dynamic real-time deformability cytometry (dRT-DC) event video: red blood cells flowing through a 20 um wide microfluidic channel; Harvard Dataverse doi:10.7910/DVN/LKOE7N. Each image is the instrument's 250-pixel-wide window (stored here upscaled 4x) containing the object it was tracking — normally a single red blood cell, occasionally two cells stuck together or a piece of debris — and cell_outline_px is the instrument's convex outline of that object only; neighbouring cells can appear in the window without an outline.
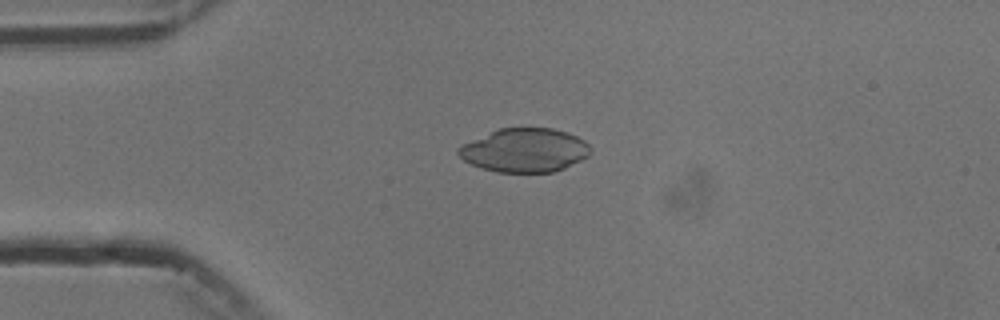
{"species": "common noctule bat (a hibernating species)", "species_latin": "Nyctalus noctula", "temperature_condition": "cold", "stored_images_in_passage": 5, "camera_frame_rate_fps": 3000, "um_per_image_px": 0.085, "animal": {"sex": "male", "body_mass_g": 13.3}, "frame": {"image": 1, "passage_image": 4, "time_ms": 3.667, "image_size_px": [1000, 320], "cell_outline_px": [[592, 152], [588, 156], [564, 168], [552, 172], [496, 172], [472, 164], [464, 160], [456, 152], [456, 148], [460, 144], [500, 128], [552, 128], [568, 132], [584, 140], [592, 148]], "centroid_in_image_um": [44.59, 12.76], "position_along_channel_um": 40.4, "area_um2": 33.7}}